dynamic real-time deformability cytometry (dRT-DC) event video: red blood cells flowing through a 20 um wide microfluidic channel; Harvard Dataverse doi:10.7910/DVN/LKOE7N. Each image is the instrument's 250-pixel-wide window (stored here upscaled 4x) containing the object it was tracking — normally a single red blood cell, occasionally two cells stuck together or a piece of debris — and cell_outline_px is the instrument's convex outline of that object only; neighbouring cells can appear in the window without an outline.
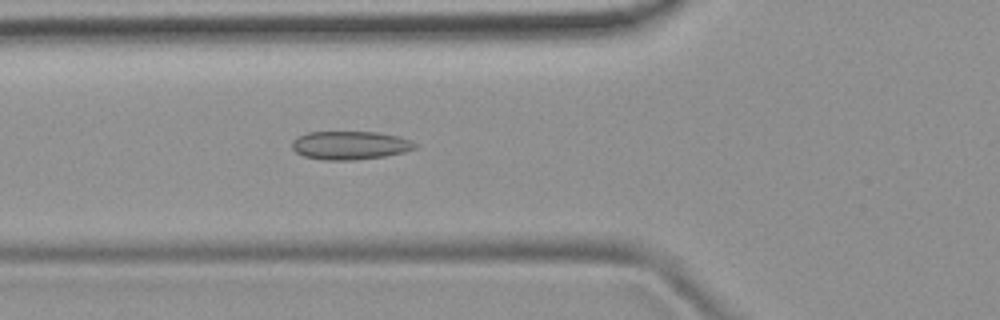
{"species": "common noctule bat (a hibernating species)", "species_latin": "Nyctalus noctula", "temperature_condition": "room temperature", "stored_images_in_passage": 51, "camera_frame_rate_fps": 3000, "um_per_image_px": 0.085, "animal": {"sex": "female", "body_mass_g": 19.9}, "frame": {"image": 1, "passage_image": 18, "time_ms": 5.667, "image_size_px": [1000, 320], "cell_outline_px": [[420, 144], [416, 148], [404, 152], [384, 156], [356, 160], [324, 160], [304, 156], [296, 152], [292, 148], [292, 140], [308, 132], [376, 132], [396, 136]], "centroid_in_image_um": [29.76, 12.36], "position_along_channel_um": 96.0, "area_um2": 20.29}}
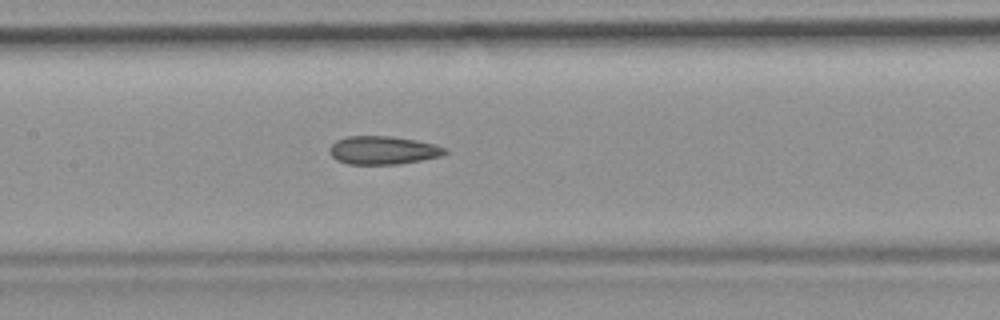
{"frame": {"image": 2, "passage_image": 24, "time_ms": 7.667, "image_size_px": [1000, 320], "cell_outline_px": [[448, 152], [440, 156], [420, 160], [396, 164], [348, 164], [336, 160], [332, 156], [332, 144], [336, 140], [348, 136], [388, 136], [416, 140], [436, 144], [448, 148]], "centroid_in_image_um": [32.6, 12.76], "position_along_channel_um": 174.8, "area_um2": 18.84}}
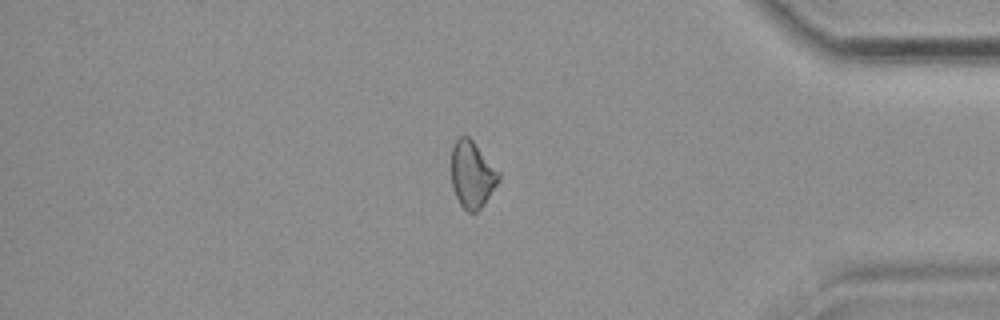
{"frame": {"image": 3, "passage_image": 43, "time_ms": 14.0, "image_size_px": [1000, 320], "cell_outline_px": [[500, 180], [484, 204], [476, 212], [468, 212], [460, 204], [452, 188], [452, 148], [456, 140], [460, 136], [468, 136], [472, 140], [500, 172]], "centroid_in_image_um": [40.14, 14.84], "position_along_channel_um": 395.1, "area_um2": 18.26}}